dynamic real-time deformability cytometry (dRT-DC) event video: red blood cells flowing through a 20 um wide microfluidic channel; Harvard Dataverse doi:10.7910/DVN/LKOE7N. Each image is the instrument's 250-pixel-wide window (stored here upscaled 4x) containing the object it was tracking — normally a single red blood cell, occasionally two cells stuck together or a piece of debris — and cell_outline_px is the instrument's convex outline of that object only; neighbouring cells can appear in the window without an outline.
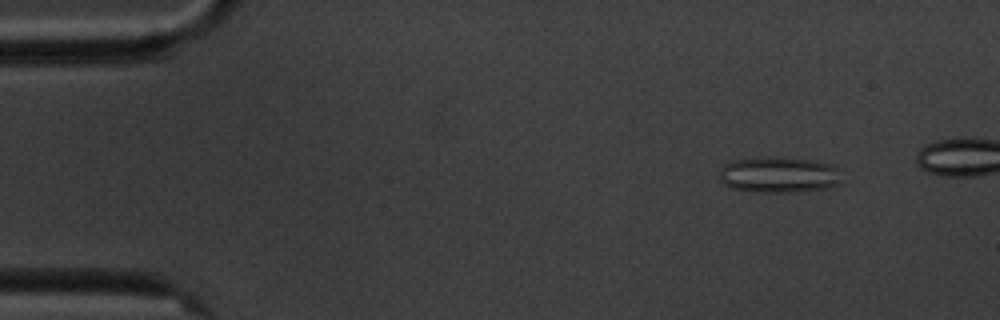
{"species": "common noctule bat (a hibernating species)", "species_latin": "Nyctalus noctula", "temperature_condition": "cold", "stored_images_in_passage": 5, "camera_frame_rate_fps": 3000, "um_per_image_px": 0.085, "animal": {"sex": "male", "body_mass_g": 20.1, "forearm_length_mm": 53.5}, "frame": {"image": 1, "passage_image": 2, "time_ms": 1.333, "image_size_px": [1000, 320], "cell_outline_px": [[840, 184], [828, 188], [796, 192], [756, 192], [732, 188], [724, 184], [720, 180], [720, 172], [724, 164], [732, 160], [756, 156], [776, 156], [816, 160], [836, 164], [840, 168]], "centroid_in_image_um": [66.25, 14.83], "position_along_channel_um": 18.7, "area_um2": 26.47}}